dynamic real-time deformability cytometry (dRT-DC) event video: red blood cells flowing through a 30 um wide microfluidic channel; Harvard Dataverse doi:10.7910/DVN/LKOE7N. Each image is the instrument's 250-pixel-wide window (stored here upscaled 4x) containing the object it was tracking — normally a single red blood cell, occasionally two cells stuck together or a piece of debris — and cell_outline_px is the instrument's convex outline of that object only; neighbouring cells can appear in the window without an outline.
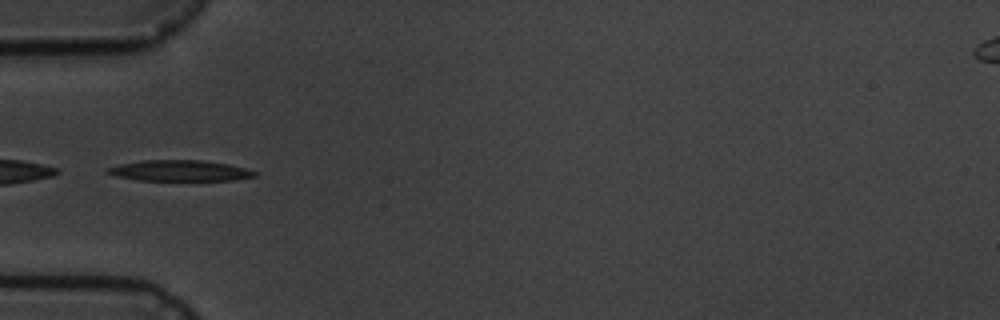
{"species": "common noctule bat (a hibernating species)", "species_latin": "Nyctalus noctula", "temperature_condition": "cold", "stored_images_in_passage": 14, "camera_frame_rate_fps": 3000, "um_per_image_px": 0.085, "animal": {"sex": "male", "body_mass_g": 19.5, "forearm_length_mm": 54.6}, "frame": {"image": 1, "passage_image": 4, "time_ms": 4.0, "image_size_px": [1000, 320], "cell_outline_px": [[256, 176], [236, 180], [140, 180], [116, 176], [104, 172], [108, 168], [120, 164], [140, 160], [200, 160], [228, 164], [244, 168], [256, 172]], "centroid_in_image_um": [15.26, 14.5], "position_along_channel_um": 69.7, "area_um2": 17.74}}
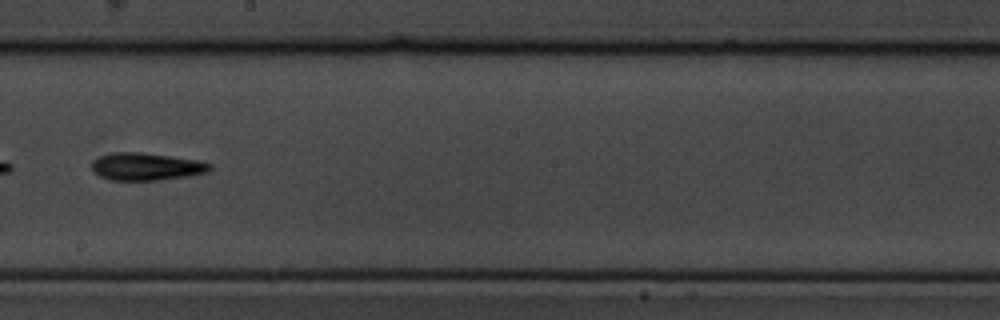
{"frame": {"image": 2, "passage_image": 8, "time_ms": 8.667, "image_size_px": [1000, 320], "cell_outline_px": [[212, 168], [208, 172], [188, 176], [156, 180], [108, 180], [92, 172], [92, 160], [100, 156], [112, 152], [140, 152], [200, 160], [212, 164]], "centroid_in_image_um": [12.42, 14.16], "position_along_channel_um": 235.8, "area_um2": 19.07}}
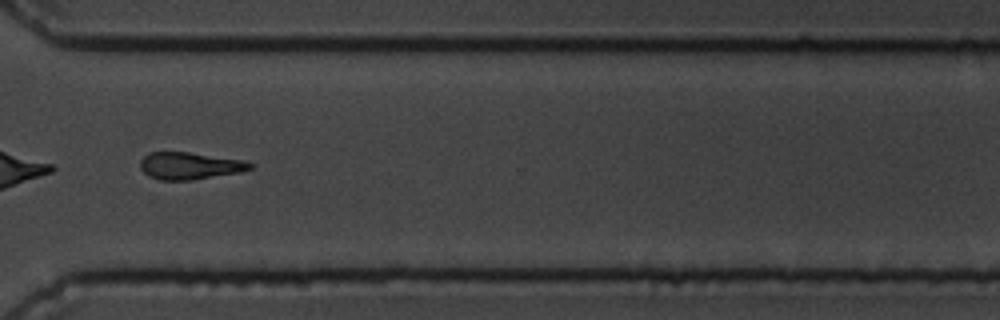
{"frame": {"image": 3, "passage_image": 11, "time_ms": 12.0, "image_size_px": [1000, 320], "cell_outline_px": [[252, 168], [240, 172], [192, 180], [160, 180], [148, 176], [140, 168], [140, 160], [148, 152], [188, 152], [244, 160], [252, 164]], "centroid_in_image_um": [16.09, 14.09], "position_along_channel_um": 354.5, "area_um2": 17.34}, "authors_computed_cell_mechanics": {"area_um2": 17.9758, "velocity_mm_per_s": 3.5637, "shape_relaxation_time_tau1_ms": 3.0712, "shape_relaxation_time_tau2_ms": 3.1862, "deformation_change_tau1": 0.0961, "deformation_change_tau2": 0.1128}}